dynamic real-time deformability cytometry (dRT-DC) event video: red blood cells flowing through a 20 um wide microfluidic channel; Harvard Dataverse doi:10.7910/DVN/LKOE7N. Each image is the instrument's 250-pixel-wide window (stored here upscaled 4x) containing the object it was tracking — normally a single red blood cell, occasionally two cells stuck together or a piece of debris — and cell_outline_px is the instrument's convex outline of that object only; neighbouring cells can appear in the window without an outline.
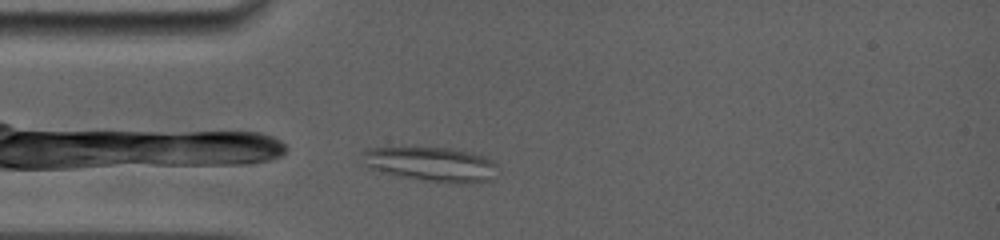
{"species": "common noctule bat (a hibernating species)", "species_latin": "Nyctalus noctula", "temperature_condition": "room temperature", "stored_images_in_passage": 19, "camera_frame_rate_fps": 5000, "um_per_image_px": 0.085, "animal": {"sex": "female", "body_mass_g": 19.0, "forearm_length_mm": 56.7}, "frame": {"image": 1, "passage_image": 1, "time_ms": 0.0, "image_size_px": [1000, 240], "cell_outline_px": [[496, 164], [492, 180], [472, 184], [452, 184], [424, 180], [404, 176], [368, 168], [364, 164], [360, 152], [364, 148], [452, 148], [472, 152], [488, 156]], "centroid_in_image_um": [36.7, 13.96], "position_along_channel_um": 48.3, "area_um2": 27.34}}
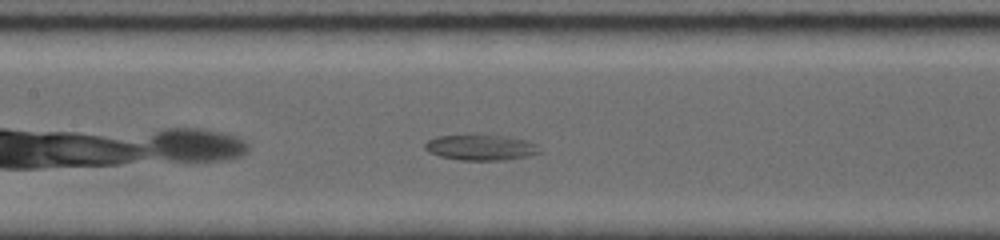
{"frame": {"image": 2, "passage_image": 8, "time_ms": 3.4, "image_size_px": [1000, 240], "cell_outline_px": [[544, 152], [528, 156], [508, 160], [460, 160], [440, 156], [428, 152], [424, 148], [424, 144], [428, 140], [436, 136], [480, 132], [508, 136], [528, 140], [536, 144]], "centroid_in_image_um": [40.89, 12.49], "position_along_channel_um": 166.5, "area_um2": 18.15}}
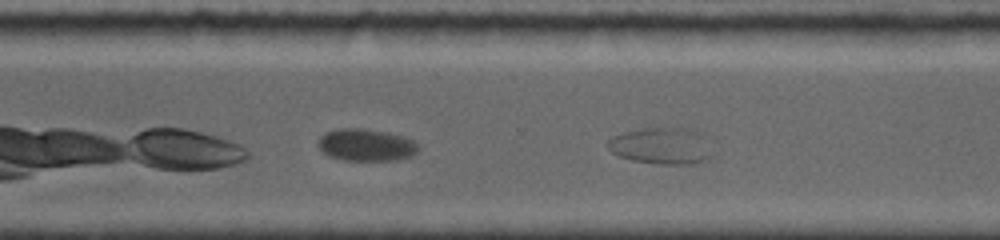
{"frame": {"image": 3, "passage_image": 16, "time_ms": 7.4, "image_size_px": [1000, 240], "cell_outline_px": [[420, 148], [412, 156], [396, 160], [344, 160], [328, 156], [316, 144], [320, 136], [328, 132], [340, 128], [364, 128], [404, 136], [412, 140]], "centroid_in_image_um": [31.11, 12.32], "position_along_channel_um": 339.5, "area_um2": 18.73}}